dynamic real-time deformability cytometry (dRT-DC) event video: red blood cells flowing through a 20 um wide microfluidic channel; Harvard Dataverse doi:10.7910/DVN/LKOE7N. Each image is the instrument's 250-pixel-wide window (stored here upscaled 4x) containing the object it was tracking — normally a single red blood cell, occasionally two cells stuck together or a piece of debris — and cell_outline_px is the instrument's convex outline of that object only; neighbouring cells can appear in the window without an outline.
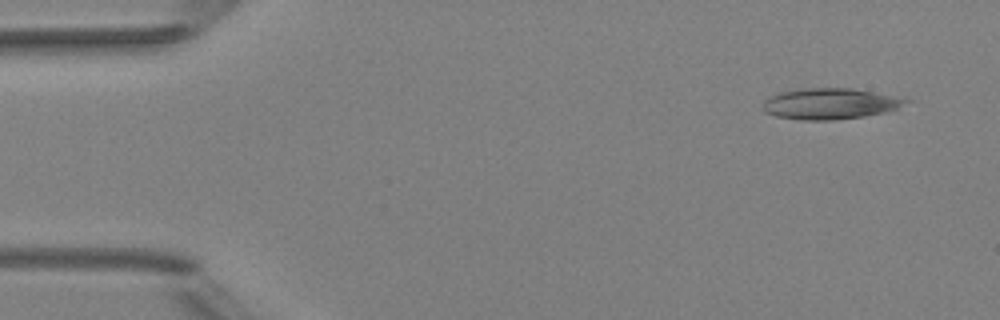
{"species": "Egyptian fruit bat (a non-hibernating species)", "species_latin": "Rousettus aegyptiacus", "temperature_condition": "room temperature", "stored_images_in_passage": 4, "camera_frame_rate_fps": 3000, "um_per_image_px": 0.085, "animal": {"sex": "female"}, "frame": {"image": 1, "passage_image": 1, "time_ms": 0.0, "image_size_px": [1000, 320], "cell_outline_px": [[912, 100], [896, 108], [884, 112], [864, 116], [832, 120], [804, 120], [776, 116], [764, 112], [764, 100], [780, 92], [800, 88], [852, 88]], "centroid_in_image_um": [70.51, 8.81], "position_along_channel_um": 14.5, "area_um2": 25.43}}
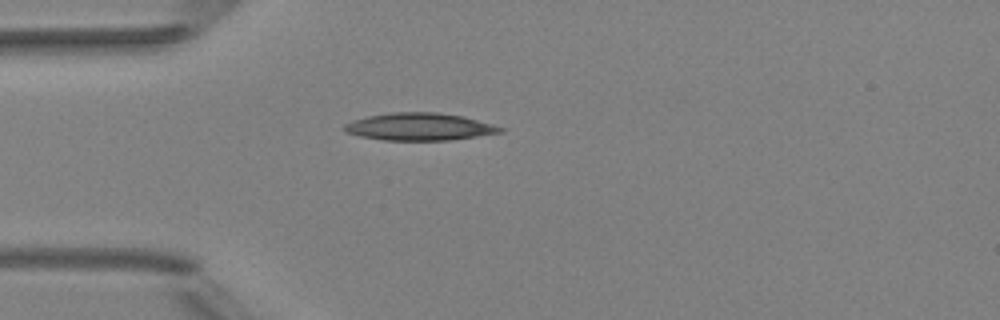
{"frame": {"image": 2, "passage_image": 4, "time_ms": 3.333, "image_size_px": [1000, 320], "cell_outline_px": [[508, 128], [504, 132], [448, 140], [384, 140], [360, 136], [344, 132], [344, 124], [352, 120], [368, 116], [392, 112], [436, 112], [464, 116]], "centroid_in_image_um": [35.69, 10.76], "position_along_channel_um": 49.3, "area_um2": 25.03}}